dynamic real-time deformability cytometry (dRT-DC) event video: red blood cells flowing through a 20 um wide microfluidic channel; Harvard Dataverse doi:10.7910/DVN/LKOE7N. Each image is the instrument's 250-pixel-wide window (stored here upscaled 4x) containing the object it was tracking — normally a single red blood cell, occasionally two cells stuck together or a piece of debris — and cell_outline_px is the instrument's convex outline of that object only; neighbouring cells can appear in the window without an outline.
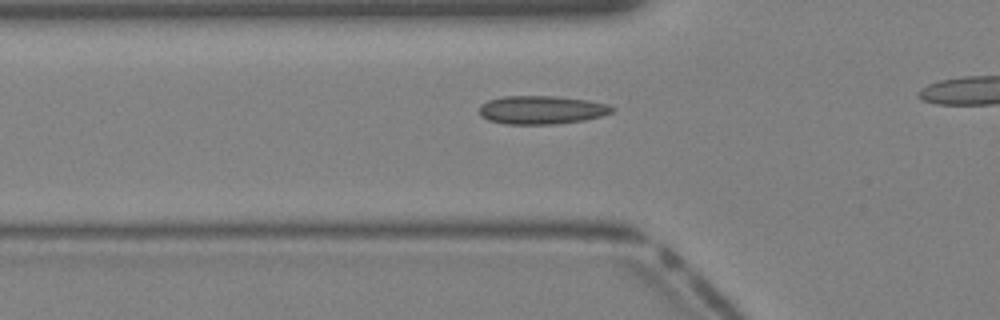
{"species": "Egyptian fruit bat (a non-hibernating species)", "species_latin": "Rousettus aegyptiacus", "temperature_condition": "warm", "stored_images_in_passage": 22, "camera_frame_rate_fps": 3000, "um_per_image_px": 0.085, "animal": {"sex": "female"}, "frame": {"image": 1, "passage_image": 8, "time_ms": 2.333, "image_size_px": [1000, 320], "cell_outline_px": [[616, 108], [612, 112], [600, 116], [584, 120], [552, 124], [504, 124], [488, 120], [480, 116], [480, 104], [488, 100], [504, 96], [552, 96], [588, 100], [608, 104]], "centroid_in_image_um": [46.01, 9.34], "position_along_channel_um": 79.8, "area_um2": 21.96}}
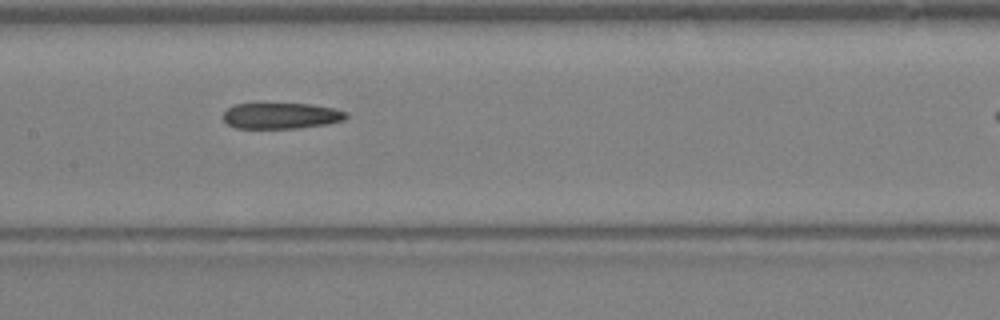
{"frame": {"image": 2, "passage_image": 14, "time_ms": 4.333, "image_size_px": [1000, 320], "cell_outline_px": [[348, 116], [344, 120], [328, 124], [300, 128], [236, 128], [228, 124], [224, 120], [224, 112], [228, 108], [236, 104], [312, 104], [332, 108], [348, 112]], "centroid_in_image_um": [23.94, 9.85], "position_along_channel_um": 183.5, "area_um2": 18.55}}
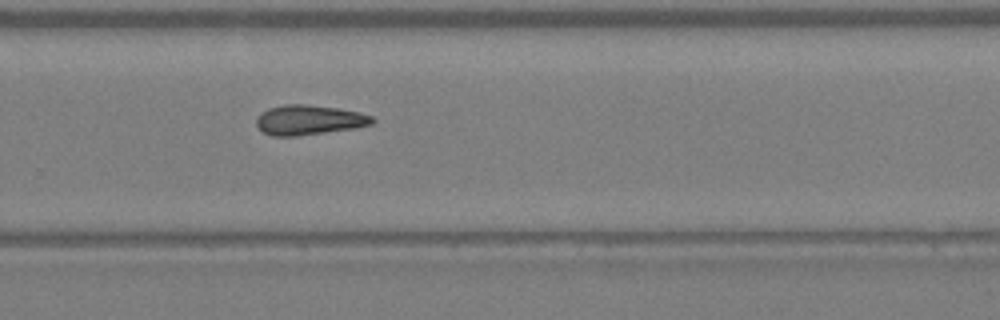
{"frame": {"image": 3, "passage_image": 21, "time_ms": 6.667, "image_size_px": [1000, 320], "cell_outline_px": [[376, 120], [372, 124], [356, 128], [296, 136], [272, 136], [260, 132], [256, 124], [256, 120], [268, 108], [284, 104], [304, 104], [340, 108], [360, 112], [372, 116]], "centroid_in_image_um": [26.28, 10.2], "position_along_channel_um": 303.5, "area_um2": 20.29}}